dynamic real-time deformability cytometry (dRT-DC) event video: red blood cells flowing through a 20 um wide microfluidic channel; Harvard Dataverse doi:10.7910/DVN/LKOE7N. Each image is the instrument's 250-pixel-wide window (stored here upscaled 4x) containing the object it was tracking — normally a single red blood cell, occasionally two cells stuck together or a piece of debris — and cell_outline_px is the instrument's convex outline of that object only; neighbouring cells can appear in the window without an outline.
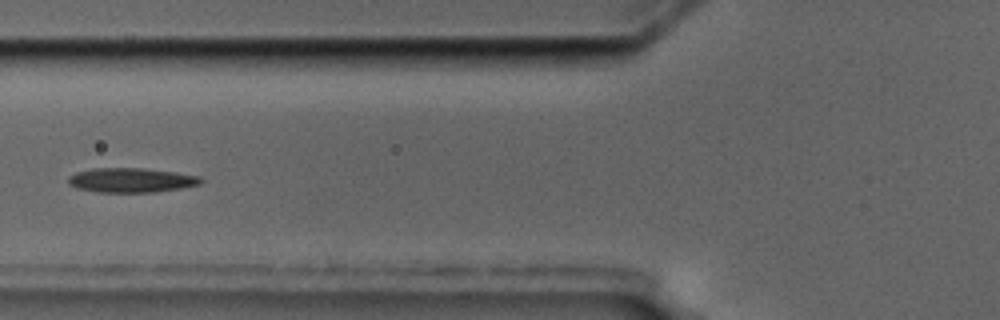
{"species": "common noctule bat (a hibernating species)", "species_latin": "Nyctalus noctula", "temperature_condition": "cold", "stored_images_in_passage": 14, "camera_frame_rate_fps": 3000, "um_per_image_px": 0.085, "animal": {"sex": "male", "body_mass_g": 17.5, "forearm_length_mm": 52.3}, "frame": {"image": 1, "passage_image": 5, "time_ms": 5.667, "image_size_px": [1000, 320], "cell_outline_px": [[204, 180], [200, 184], [180, 188], [152, 192], [100, 192], [76, 188], [68, 184], [68, 176], [76, 172], [92, 168], [144, 168], [176, 172], [200, 176]], "centroid_in_image_um": [11.14, 15.3], "position_along_channel_um": 114.7, "area_um2": 18.96}}
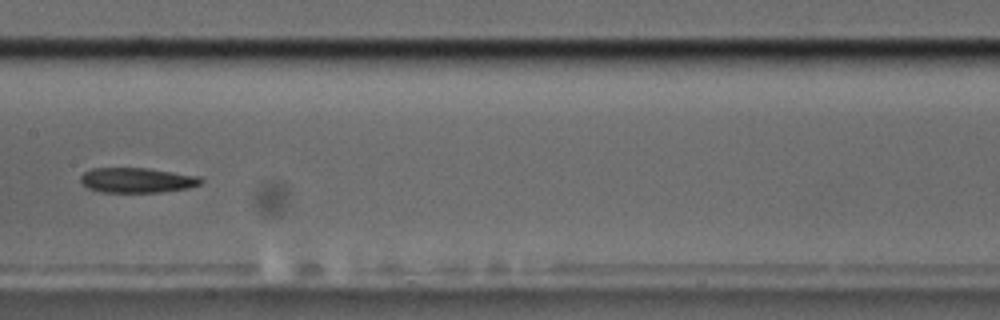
{"frame": {"image": 2, "passage_image": 7, "time_ms": 8.0, "image_size_px": [1000, 320], "cell_outline_px": [[204, 180], [200, 184], [188, 188], [160, 192], [100, 192], [88, 188], [80, 180], [80, 176], [84, 172], [92, 168], [148, 168], [200, 176]], "centroid_in_image_um": [11.66, 15.31], "position_along_channel_um": 195.7, "area_um2": 17.57}}
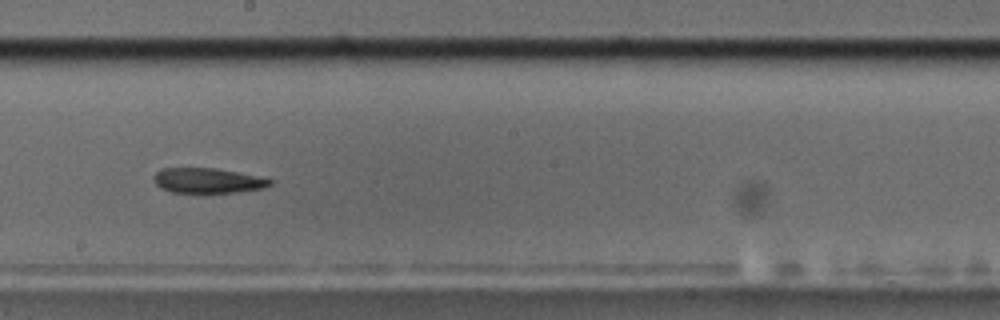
{"frame": {"image": 3, "passage_image": 8, "time_ms": 9.0, "image_size_px": [1000, 320], "cell_outline_px": [[272, 184], [264, 188], [236, 192], [204, 196], [172, 192], [160, 188], [152, 180], [152, 176], [160, 168], [212, 168], [236, 172], [256, 176], [272, 180]], "centroid_in_image_um": [17.57, 15.4], "position_along_channel_um": 230.6, "area_um2": 17.74}}